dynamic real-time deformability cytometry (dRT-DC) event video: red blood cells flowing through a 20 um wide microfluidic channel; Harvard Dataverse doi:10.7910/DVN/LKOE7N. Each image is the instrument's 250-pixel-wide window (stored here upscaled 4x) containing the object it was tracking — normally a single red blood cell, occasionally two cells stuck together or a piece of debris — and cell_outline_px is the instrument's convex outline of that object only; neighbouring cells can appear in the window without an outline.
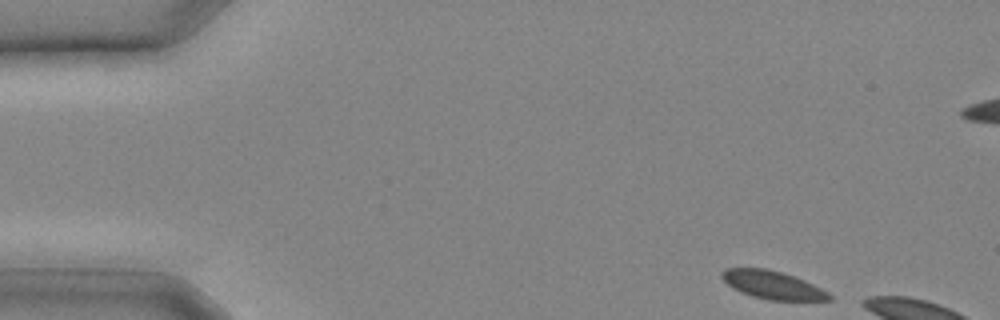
{"species": "common noctule bat (a hibernating species)", "species_latin": "Nyctalus noctula", "temperature_condition": "cold", "stored_images_in_passage": 4, "camera_frame_rate_fps": 3000, "um_per_image_px": 0.085, "animal": {"sex": "male", "body_mass_g": 20.4}, "frame": {"image": 1, "passage_image": 1, "time_ms": 0.0, "image_size_px": [1000, 320], "cell_outline_px": [[832, 300], [768, 300], [752, 296], [740, 292], [732, 288], [720, 276], [720, 272], [724, 268], [768, 268], [804, 280], [828, 292], [832, 296]], "centroid_in_image_um": [65.63, 24.22], "position_along_channel_um": 19.4, "area_um2": 17.51}}